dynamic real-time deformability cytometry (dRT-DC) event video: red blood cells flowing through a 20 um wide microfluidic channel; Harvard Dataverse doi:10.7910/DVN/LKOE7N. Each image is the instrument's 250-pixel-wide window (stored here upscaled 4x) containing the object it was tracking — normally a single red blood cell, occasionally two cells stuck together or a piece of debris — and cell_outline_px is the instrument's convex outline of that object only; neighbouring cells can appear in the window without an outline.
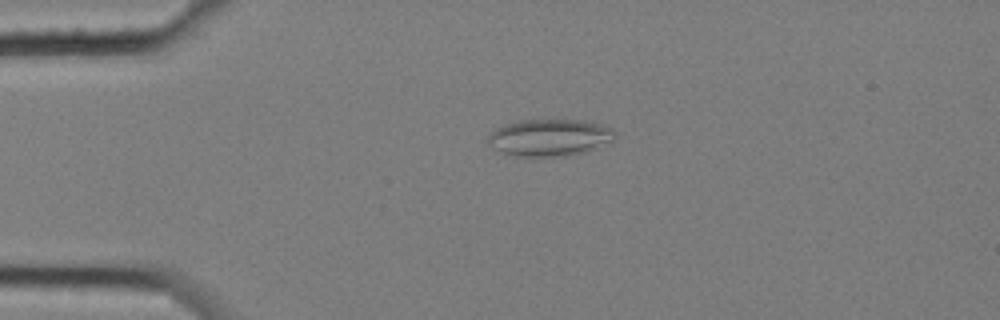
{"species": "common noctule bat (a hibernating species)", "species_latin": "Nyctalus noctula", "temperature_condition": "cold", "stored_images_in_passage": 6, "camera_frame_rate_fps": 3000, "um_per_image_px": 0.085, "animal": {"sex": "female", "body_mass_g": 25.1}, "frame": {"image": 1, "passage_image": 4, "time_ms": 1.0, "image_size_px": [1000, 320], "cell_outline_px": [[616, 136], [612, 144], [588, 152], [568, 156], [516, 156], [492, 148], [484, 140], [484, 136], [496, 128], [504, 124], [520, 120], [584, 120], [608, 124], [616, 132]], "centroid_in_image_um": [46.78, 11.69], "position_along_channel_um": 38.2, "area_um2": 28.38}}